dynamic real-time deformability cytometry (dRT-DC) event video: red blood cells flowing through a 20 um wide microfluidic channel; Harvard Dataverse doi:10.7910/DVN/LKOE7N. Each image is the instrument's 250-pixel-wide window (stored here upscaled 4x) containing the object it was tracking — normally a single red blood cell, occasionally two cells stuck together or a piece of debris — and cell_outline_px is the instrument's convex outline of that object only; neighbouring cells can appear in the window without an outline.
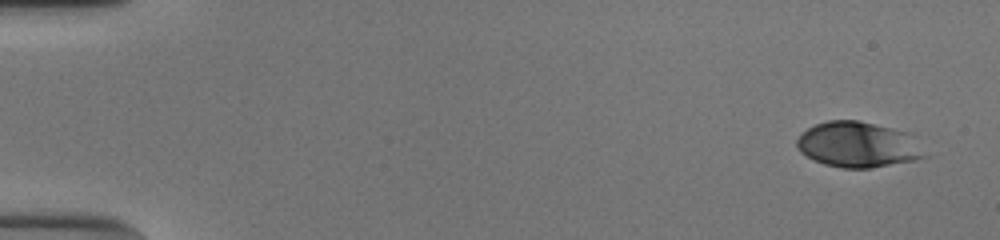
{"species": "human", "species_latin": "Homo sapiens", "temperature_condition": "cold", "stored_images_in_passage": 14, "camera_frame_rate_fps": 3000, "um_per_image_px": 0.085, "donor": {"sex": "male"}, "frame": {"image": 1, "passage_image": 1, "time_ms": 0.0, "image_size_px": [1000, 240], "cell_outline_px": [[928, 156], [916, 160], [872, 168], [844, 168], [824, 164], [800, 152], [796, 144], [796, 140], [800, 132], [816, 124], [828, 120], [860, 120], [908, 132]], "centroid_in_image_um": [72.92, 12.29], "position_along_channel_um": 12.1, "area_um2": 33.93}}